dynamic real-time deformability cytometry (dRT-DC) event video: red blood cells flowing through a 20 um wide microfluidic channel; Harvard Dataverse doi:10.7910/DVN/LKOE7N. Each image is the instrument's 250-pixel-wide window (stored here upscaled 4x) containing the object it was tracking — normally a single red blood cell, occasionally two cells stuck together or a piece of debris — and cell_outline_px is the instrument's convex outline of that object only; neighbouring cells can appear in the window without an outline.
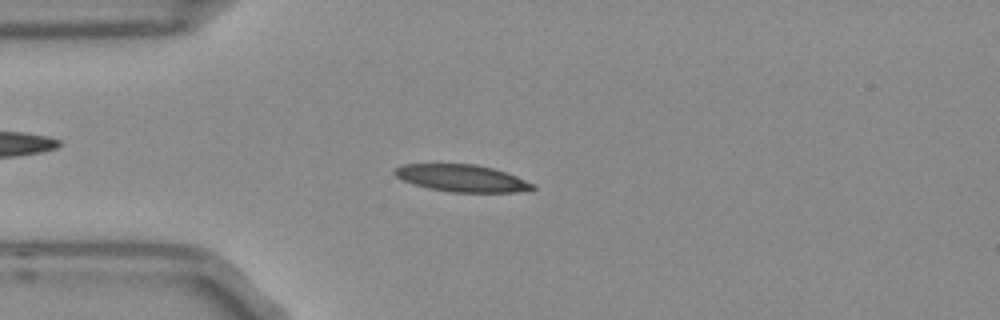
{"species": "Egyptian fruit bat (a non-hibernating species)", "species_latin": "Rousettus aegyptiacus", "temperature_condition": "room temperature", "stored_images_in_passage": 53, "camera_frame_rate_fps": 3000, "um_per_image_px": 0.085, "frame": {"image": 1, "passage_image": 13, "time_ms": 4.0, "image_size_px": [1000, 320], "cell_outline_px": [[536, 188], [516, 192], [452, 192], [428, 188], [404, 180], [396, 176], [392, 172], [392, 168], [404, 164], [476, 164], [492, 168], [516, 176], [536, 184]], "centroid_in_image_um": [39.25, 15.14], "position_along_channel_um": 45.7, "area_um2": 21.68}}
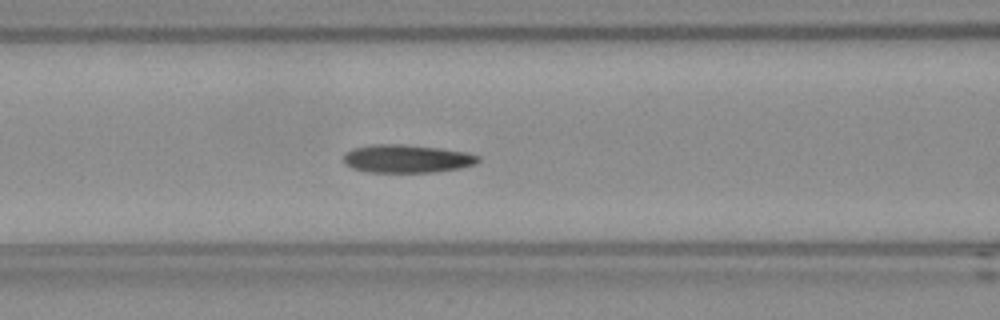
{"frame": {"image": 2, "passage_image": 21, "time_ms": 6.667, "image_size_px": [1000, 320], "cell_outline_px": [[480, 160], [476, 164], [460, 168], [432, 172], [368, 172], [352, 168], [344, 160], [344, 156], [348, 152], [356, 148], [376, 144], [404, 144], [468, 152], [480, 156]], "centroid_in_image_um": [34.65, 13.49], "position_along_channel_um": 132.0, "area_um2": 21.79}}
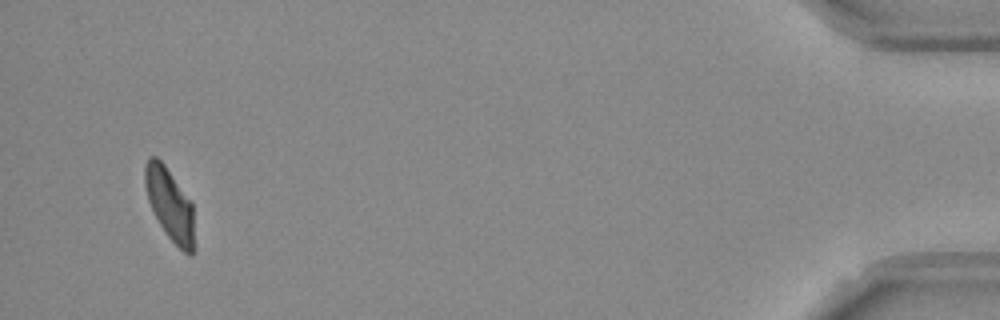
{"frame": {"image": 3, "passage_image": 51, "time_ms": 16.667, "image_size_px": [1000, 320], "cell_outline_px": [[192, 256], [188, 256], [168, 236], [160, 224], [148, 200], [144, 184], [144, 164], [148, 156], [156, 156], [164, 164], [192, 204]], "centroid_in_image_um": [14.37, 17.3], "position_along_channel_um": 420.8, "area_um2": 20.06}, "authors_computed_cell_mechanics": {"area_um2": 21.386, "velocity_mm_per_s": 3.7304, "shape_relaxation_time_tau1_ms": null, "shape_relaxation_time_tau2_ms": 3.1275, "deformation_change_tau1": null, "deformation_change_tau2": 0.0853}}